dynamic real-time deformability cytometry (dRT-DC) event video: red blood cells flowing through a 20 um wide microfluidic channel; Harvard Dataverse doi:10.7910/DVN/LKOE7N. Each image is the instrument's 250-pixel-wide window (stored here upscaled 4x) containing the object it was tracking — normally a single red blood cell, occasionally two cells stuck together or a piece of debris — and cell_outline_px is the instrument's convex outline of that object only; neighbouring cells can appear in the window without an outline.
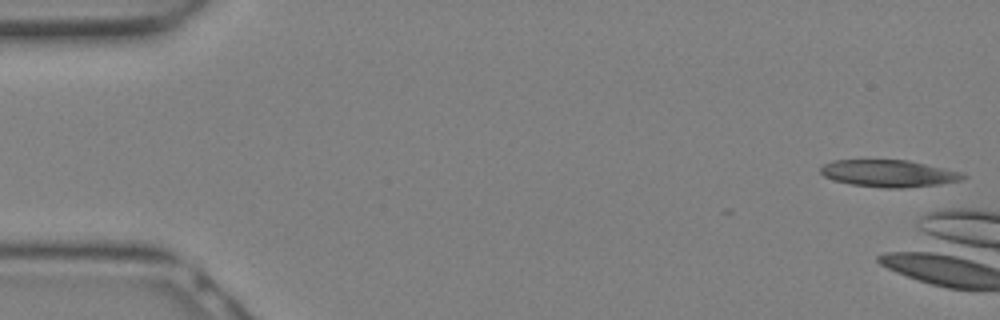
{"species": "Egyptian fruit bat (a non-hibernating species)", "species_latin": "Rousettus aegyptiacus", "temperature_condition": "warm", "stored_images_in_passage": 3, "camera_frame_rate_fps": 3000, "um_per_image_px": 0.085, "animal": {"sex": "female"}, "frame": {"image": 1, "passage_image": 1, "time_ms": 0.0, "image_size_px": [1000, 320], "cell_outline_px": [[968, 176], [964, 180], [940, 184], [904, 188], [880, 188], [852, 184], [832, 180], [824, 176], [820, 172], [820, 168], [824, 164], [832, 160], [908, 160], [964, 172]], "centroid_in_image_um": [75.59, 14.74], "position_along_channel_um": 9.4, "area_um2": 22.72}}